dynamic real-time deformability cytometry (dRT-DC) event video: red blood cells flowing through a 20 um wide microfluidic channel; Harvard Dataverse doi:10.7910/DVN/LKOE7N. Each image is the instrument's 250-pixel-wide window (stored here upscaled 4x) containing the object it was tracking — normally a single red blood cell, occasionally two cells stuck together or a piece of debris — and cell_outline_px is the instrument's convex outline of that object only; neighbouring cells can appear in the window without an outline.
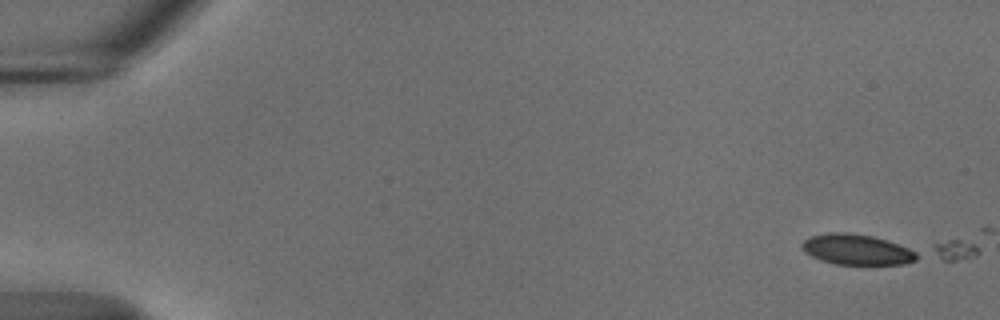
{"species": "common noctule bat (a hibernating species)", "species_latin": "Nyctalus noctula", "temperature_condition": "cold", "stored_images_in_passage": 5, "camera_frame_rate_fps": 3000, "um_per_image_px": 0.085, "animal": {"sex": "male", "body_mass_g": 18.8}, "frame": {"image": 1, "passage_image": 1, "time_ms": 0.0, "image_size_px": [1000, 320], "cell_outline_px": [[916, 260], [904, 264], [836, 264], [820, 260], [804, 252], [804, 240], [808, 236], [828, 232], [848, 232], [872, 236], [888, 240], [908, 248], [916, 252]], "centroid_in_image_um": [72.8, 21.2], "position_along_channel_um": 12.2, "area_um2": 20.29}}